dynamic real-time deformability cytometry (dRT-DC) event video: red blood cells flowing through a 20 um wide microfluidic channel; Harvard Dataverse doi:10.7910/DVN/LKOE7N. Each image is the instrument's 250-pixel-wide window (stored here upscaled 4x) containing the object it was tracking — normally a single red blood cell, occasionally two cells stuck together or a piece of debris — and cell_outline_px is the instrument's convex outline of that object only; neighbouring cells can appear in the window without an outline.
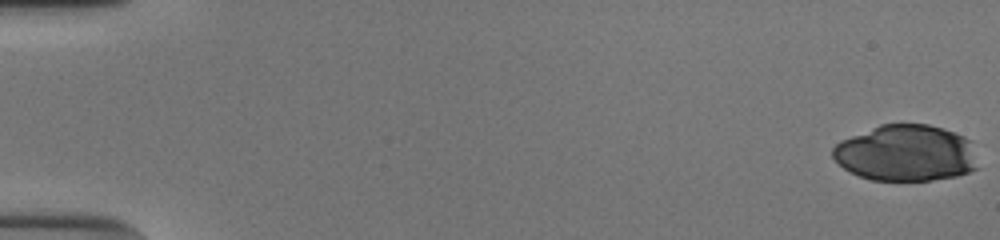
{"species": "human", "species_latin": "Homo sapiens", "temperature_condition": "cold", "stored_images_in_passage": 54, "camera_frame_rate_fps": 3000, "um_per_image_px": 0.085, "donor": {"sex": "male"}, "frame": {"image": 1, "passage_image": 1, "time_ms": 0.0, "image_size_px": [1000, 240], "cell_outline_px": [[980, 168], [956, 176], [932, 180], [872, 180], [860, 176], [844, 168], [832, 156], [832, 148], [840, 140], [880, 124], [928, 124], [964, 136], [972, 140]], "centroid_in_image_um": [77.05, 13.01], "position_along_channel_um": 8.0, "area_um2": 47.92}}
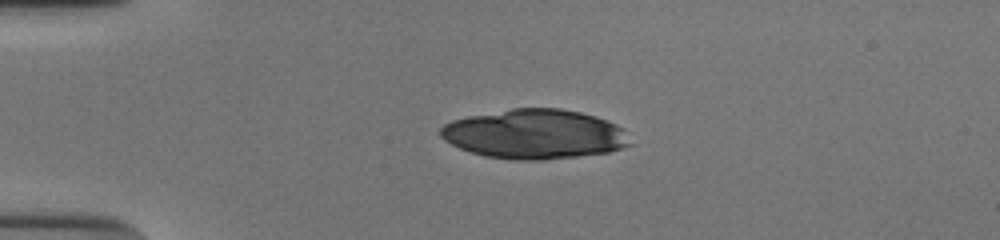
{"frame": {"image": 2, "passage_image": 14, "time_ms": 4.333, "image_size_px": [1000, 240], "cell_outline_px": [[636, 144], [624, 148], [608, 152], [544, 160], [512, 160], [484, 156], [460, 148], [444, 140], [440, 136], [440, 128], [444, 124], [452, 120], [468, 116], [512, 108], [560, 108], [580, 112], [596, 116], [608, 120], [624, 128]], "centroid_in_image_um": [45.5, 11.4], "position_along_channel_um": 39.5, "area_um2": 55.26}}